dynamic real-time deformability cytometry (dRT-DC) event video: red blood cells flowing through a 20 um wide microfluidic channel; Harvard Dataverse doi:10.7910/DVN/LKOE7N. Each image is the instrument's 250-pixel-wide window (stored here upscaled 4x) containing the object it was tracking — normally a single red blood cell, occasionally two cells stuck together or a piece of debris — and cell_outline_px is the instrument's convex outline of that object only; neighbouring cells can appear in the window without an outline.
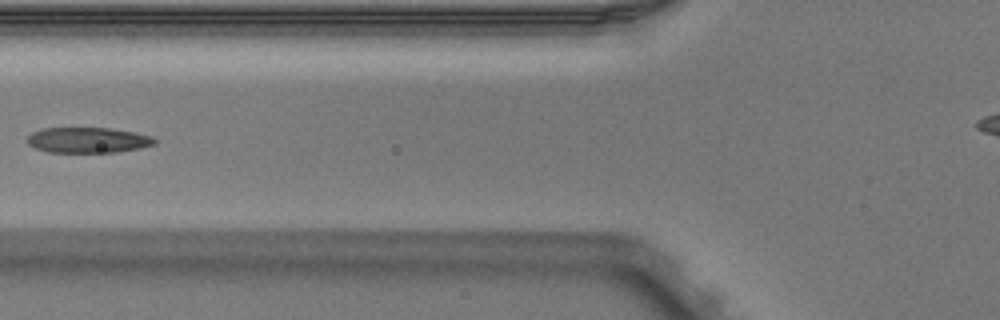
{"species": "Egyptian fruit bat (a non-hibernating species)", "species_latin": "Rousettus aegyptiacus", "temperature_condition": "warm", "stored_images_in_passage": 6, "camera_frame_rate_fps": 3000, "um_per_image_px": 0.085, "animal": {"sex": "male"}, "frame": {"image": 1, "passage_image": 5, "time_ms": 1.333, "image_size_px": [1000, 320], "cell_outline_px": [[156, 144], [140, 148], [116, 152], [48, 152], [36, 148], [28, 144], [24, 140], [32, 132], [40, 128], [112, 128], [136, 132], [152, 136], [156, 140]], "centroid_in_image_um": [7.46, 11.9], "position_along_channel_um": 118.3, "area_um2": 19.13}}
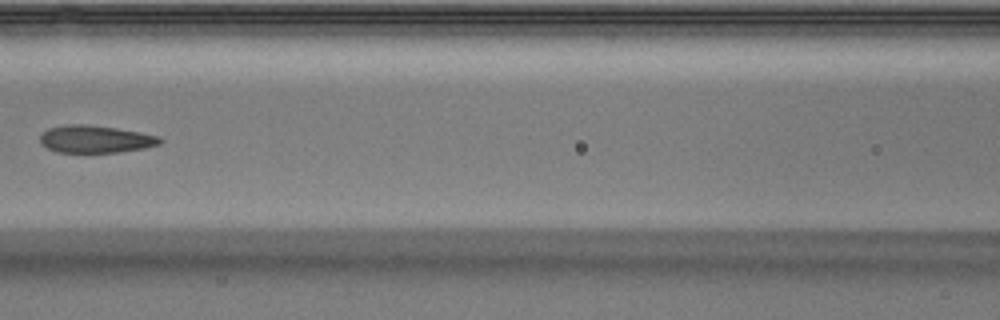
{"frame": {"image": 2, "passage_image": 6, "time_ms": 1.667, "image_size_px": [1000, 320], "cell_outline_px": [[164, 140], [160, 144], [144, 148], [116, 152], [56, 152], [40, 144], [40, 136], [48, 128], [64, 124], [84, 124], [116, 128], [160, 136]], "centroid_in_image_um": [8.1, 11.82], "position_along_channel_um": 158.5, "area_um2": 19.13}}